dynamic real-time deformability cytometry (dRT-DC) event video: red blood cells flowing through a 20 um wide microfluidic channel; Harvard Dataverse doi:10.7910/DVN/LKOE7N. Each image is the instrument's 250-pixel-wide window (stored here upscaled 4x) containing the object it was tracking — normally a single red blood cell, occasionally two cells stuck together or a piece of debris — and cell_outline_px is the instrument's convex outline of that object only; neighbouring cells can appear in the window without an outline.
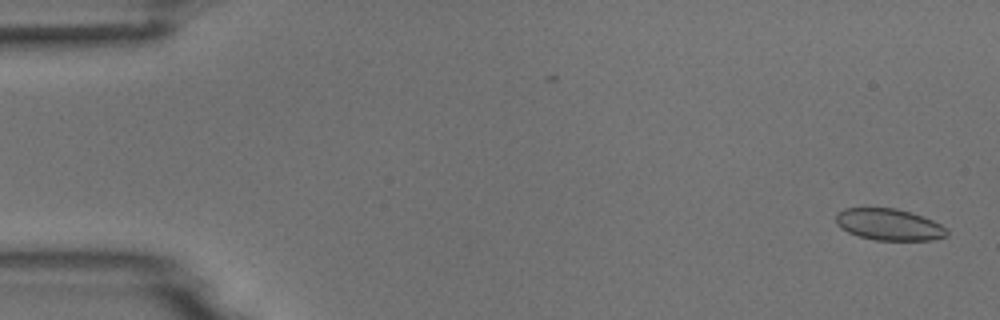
{"species": "common noctule bat (a hibernating species)", "species_latin": "Nyctalus noctula", "temperature_condition": "room temperature", "stored_images_in_passage": 5, "camera_frame_rate_fps": 3000, "um_per_image_px": 0.085, "animal": {"sex": "male", "body_mass_g": 18.8}, "frame": {"image": 1, "passage_image": 1, "time_ms": 0.0, "image_size_px": [1000, 320], "cell_outline_px": [[948, 236], [932, 240], [876, 240], [860, 236], [848, 232], [840, 228], [836, 224], [836, 212], [844, 208], [896, 208], [932, 220], [948, 228]], "centroid_in_image_um": [75.56, 19.09], "position_along_channel_um": 9.4, "area_um2": 20.4}}
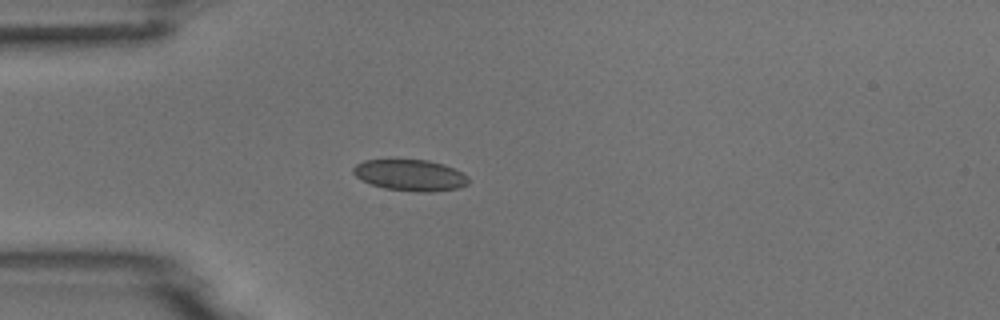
{"frame": {"image": 2, "passage_image": 4, "time_ms": 4.333, "image_size_px": [1000, 320], "cell_outline_px": [[468, 184], [460, 188], [432, 192], [416, 192], [384, 188], [372, 184], [356, 176], [352, 172], [352, 168], [356, 164], [364, 160], [428, 160], [444, 164], [468, 176]], "centroid_in_image_um": [34.88, 14.9], "position_along_channel_um": 50.1, "area_um2": 20.92}}